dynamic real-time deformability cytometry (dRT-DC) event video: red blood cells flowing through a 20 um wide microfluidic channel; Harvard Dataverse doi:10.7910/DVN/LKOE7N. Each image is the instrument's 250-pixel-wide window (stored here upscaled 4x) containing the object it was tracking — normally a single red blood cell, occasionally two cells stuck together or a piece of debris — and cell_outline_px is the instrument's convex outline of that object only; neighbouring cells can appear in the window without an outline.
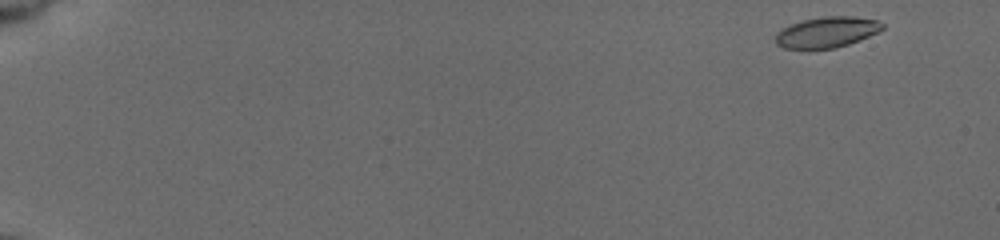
{"species": "common noctule bat (a hibernating species)", "species_latin": "Nyctalus noctula", "temperature_condition": "cold", "stored_images_in_passage": 24, "camera_frame_rate_fps": 3000, "um_per_image_px": 0.085, "animal": {"sex": "female", "body_mass_g": 19.5, "forearm_length_mm": 54.1}, "frame": {"image": 1, "passage_image": 1, "time_ms": 0.0, "image_size_px": [1000, 240], "cell_outline_px": [[884, 28], [880, 32], [848, 44], [832, 48], [784, 48], [776, 44], [776, 32], [792, 24], [804, 20], [824, 16], [856, 16], [876, 20], [884, 24]], "centroid_in_image_um": [70.32, 2.72], "position_along_channel_um": 14.7, "area_um2": 18.96}}
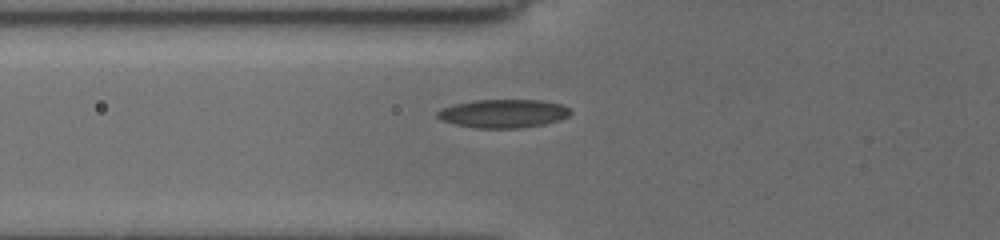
{"frame": {"image": 2, "passage_image": 13, "time_ms": 6.333, "image_size_px": [1000, 240], "cell_outline_px": [[572, 112], [568, 116], [560, 120], [544, 124], [516, 128], [476, 128], [456, 124], [444, 120], [436, 116], [436, 112], [440, 108], [456, 104], [476, 100], [540, 100], [560, 104], [568, 108]], "centroid_in_image_um": [42.78, 9.65], "position_along_channel_um": 83.0, "area_um2": 21.85}}
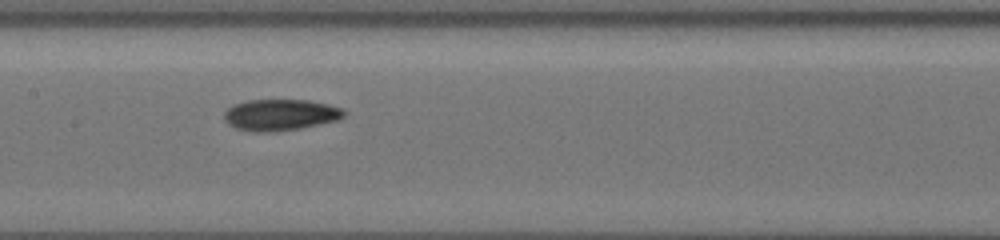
{"frame": {"image": 3, "passage_image": 23, "time_ms": 9.0, "image_size_px": [1000, 240], "cell_outline_px": [[348, 112], [344, 116], [336, 120], [296, 128], [260, 132], [256, 132], [236, 128], [224, 116], [224, 112], [232, 104], [248, 100], [308, 100], [328, 104], [344, 108]], "centroid_in_image_um": [23.86, 9.73], "position_along_channel_um": 183.5, "area_um2": 21.39}}